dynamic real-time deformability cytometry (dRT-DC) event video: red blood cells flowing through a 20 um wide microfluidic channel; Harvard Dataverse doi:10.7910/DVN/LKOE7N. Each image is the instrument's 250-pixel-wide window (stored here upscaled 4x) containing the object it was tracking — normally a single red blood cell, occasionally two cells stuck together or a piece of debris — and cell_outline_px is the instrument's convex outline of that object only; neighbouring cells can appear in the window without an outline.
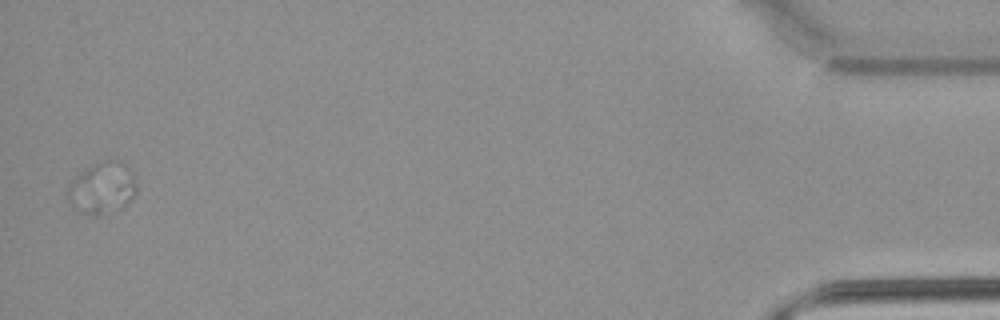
{"species": "common noctule bat (a hibernating species)", "species_latin": "Nyctalus noctula", "temperature_condition": "warm", "stored_images_in_passage": 36, "segment_of_instrument_passage": [2, 2], "camera_frame_rate_fps": 3000, "um_per_image_px": 0.085, "animal": {"sex": "male", "body_mass_g": 21.5, "forearm_length_mm": 52.0}, "frame": {"image": 1, "passage_image": 35, "time_ms": 11.333, "image_size_px": [1000, 320], "cell_outline_px": [[136, 192], [120, 208], [100, 216], [96, 216], [80, 212], [68, 200], [64, 192], [68, 184], [76, 176], [88, 168], [104, 160], [116, 160], [124, 164], [132, 172], [136, 180]], "centroid_in_image_um": [8.65, 15.99], "position_along_channel_um": 426.6, "area_um2": 20.52}}